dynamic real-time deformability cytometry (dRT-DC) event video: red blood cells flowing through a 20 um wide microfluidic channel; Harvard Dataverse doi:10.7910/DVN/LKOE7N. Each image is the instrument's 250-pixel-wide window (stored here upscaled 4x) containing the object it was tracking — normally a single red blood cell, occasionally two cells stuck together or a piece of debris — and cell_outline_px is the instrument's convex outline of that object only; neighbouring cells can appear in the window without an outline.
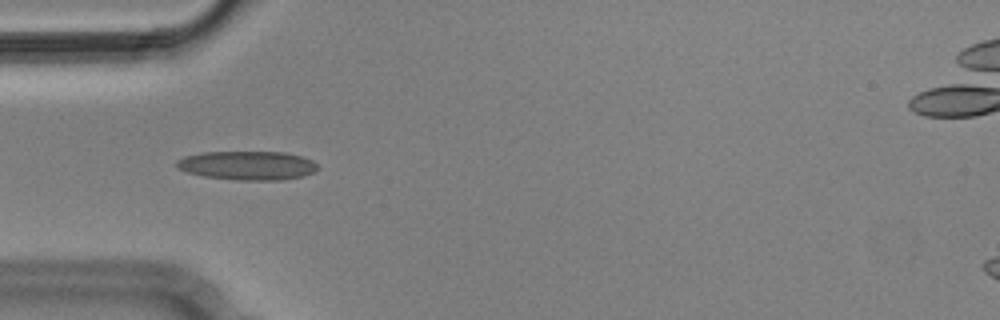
{"species": "Egyptian fruit bat (a non-hibernating species)", "species_latin": "Rousettus aegyptiacus", "temperature_condition": "cold", "stored_images_in_passage": 5, "camera_frame_rate_fps": 3000, "um_per_image_px": 0.085, "animal": {"sex": "male"}, "frame": {"image": 1, "passage_image": 1, "time_ms": 0.0, "image_size_px": [1000, 320], "cell_outline_px": [[320, 168], [304, 176], [280, 180], [236, 180], [204, 176], [188, 172], [176, 168], [176, 160], [184, 156], [204, 152], [284, 152], [300, 156], [312, 160]], "centroid_in_image_um": [21.02, 14.06], "position_along_channel_um": 64.0, "area_um2": 23.76}}
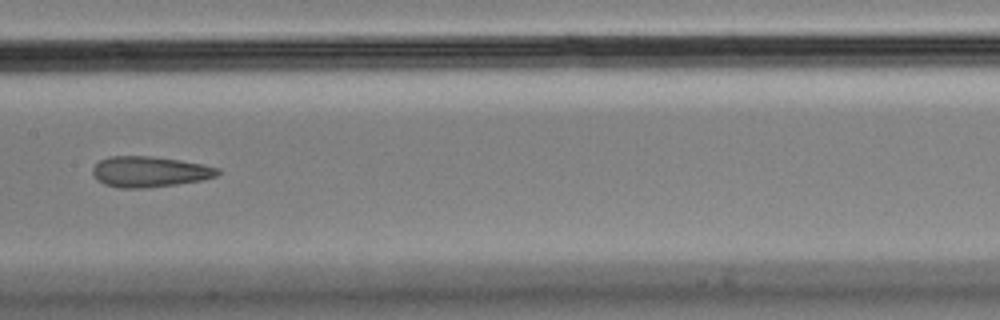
{"frame": {"image": 2, "passage_image": 4, "time_ms": 1.0, "image_size_px": [1000, 320], "cell_outline_px": [[220, 172], [216, 176], [204, 180], [148, 188], [120, 188], [104, 184], [92, 172], [92, 168], [100, 160], [108, 156], [152, 156], [180, 160], [204, 164], [220, 168]], "centroid_in_image_um": [12.75, 14.59], "position_along_channel_um": 194.6, "area_um2": 22.43}}
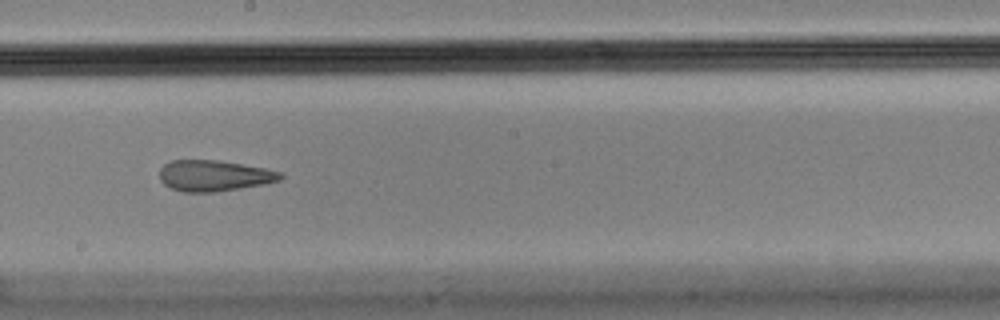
{"frame": {"image": 3, "passage_image": 5, "time_ms": 1.333, "image_size_px": [1000, 320], "cell_outline_px": [[284, 176], [280, 180], [264, 184], [216, 192], [184, 192], [172, 188], [164, 184], [160, 180], [160, 168], [164, 164], [172, 160], [216, 160], [264, 168], [280, 172]], "centroid_in_image_um": [18.18, 14.94], "position_along_channel_um": 230.0, "area_um2": 21.68}}